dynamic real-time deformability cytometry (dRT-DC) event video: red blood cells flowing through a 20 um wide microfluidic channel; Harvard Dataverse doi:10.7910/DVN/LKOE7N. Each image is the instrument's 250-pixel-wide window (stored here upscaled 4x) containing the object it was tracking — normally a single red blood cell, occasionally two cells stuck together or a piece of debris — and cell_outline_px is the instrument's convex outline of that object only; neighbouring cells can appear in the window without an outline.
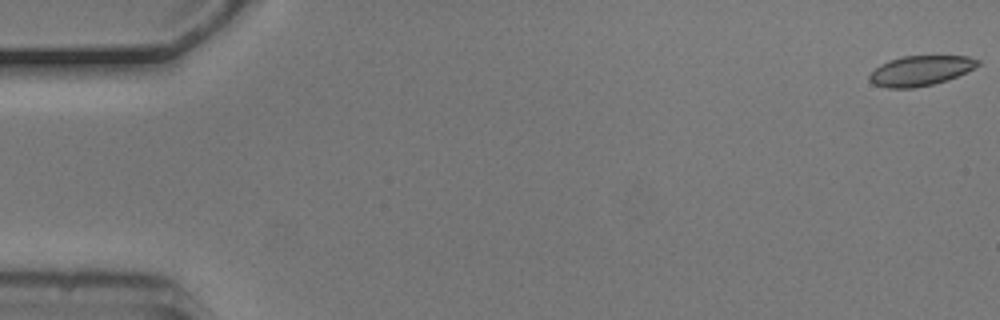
{"species": "common noctule bat (a hibernating species)", "species_latin": "Nyctalus noctula", "temperature_condition": "cold", "stored_images_in_passage": 6, "camera_frame_rate_fps": 3000, "um_per_image_px": 0.085, "animal": {"sex": "male", "body_mass_g": 20.5, "forearm_length_mm": 52.5}, "frame": {"image": 1, "passage_image": 1, "time_ms": 0.0, "image_size_px": [1000, 320], "cell_outline_px": [[980, 64], [948, 80], [916, 88], [888, 88], [872, 84], [868, 80], [868, 76], [880, 64], [888, 60], [900, 56], [968, 56], [980, 60]], "centroid_in_image_um": [78.19, 6.01], "position_along_channel_um": 6.8, "area_um2": 18.96}}
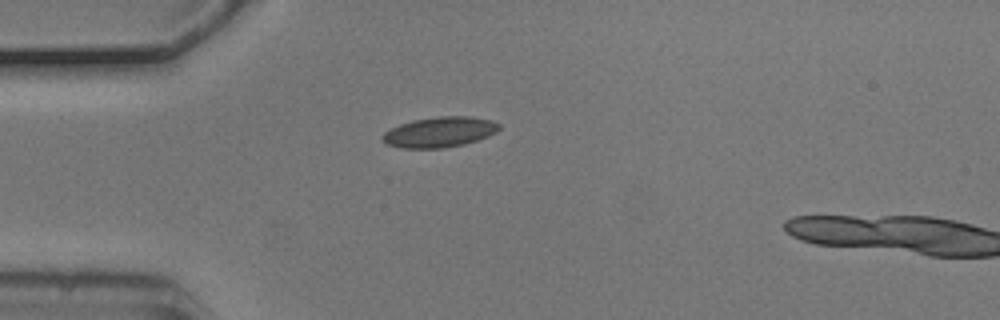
{"frame": {"image": 2, "passage_image": 5, "time_ms": 1.333, "image_size_px": [1000, 320], "cell_outline_px": [[500, 128], [496, 132], [488, 136], [464, 144], [444, 148], [400, 148], [388, 144], [380, 140], [380, 136], [384, 132], [400, 124], [412, 120], [436, 116], [468, 116], [492, 120], [500, 124]], "centroid_in_image_um": [37.34, 11.22], "position_along_channel_um": 47.7, "area_um2": 20.75}}